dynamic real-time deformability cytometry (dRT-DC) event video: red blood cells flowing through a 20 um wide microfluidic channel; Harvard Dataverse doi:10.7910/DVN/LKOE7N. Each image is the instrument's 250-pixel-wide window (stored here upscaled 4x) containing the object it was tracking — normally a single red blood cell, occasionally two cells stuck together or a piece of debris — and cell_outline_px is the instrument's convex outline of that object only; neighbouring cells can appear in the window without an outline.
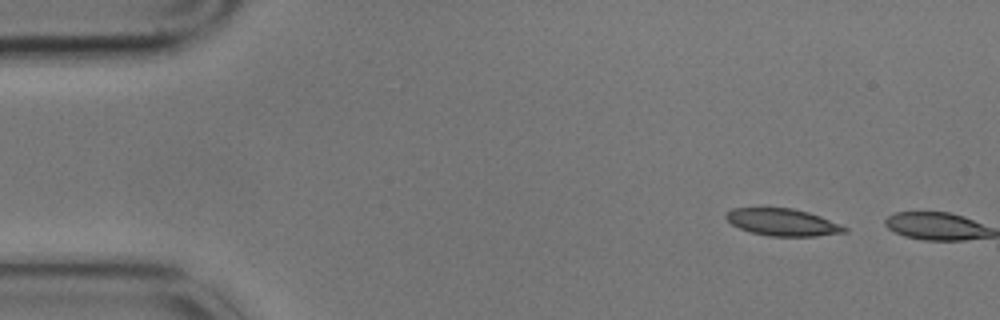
{"species": "common noctule bat (a hibernating species)", "species_latin": "Nyctalus noctula", "temperature_condition": "cold", "stored_images_in_passage": 2, "camera_frame_rate_fps": 3000, "um_per_image_px": 0.085, "animal": {"sex": "male", "body_mass_g": 17.9}, "frame": {"image": 1, "passage_image": 1, "time_ms": 0.0, "image_size_px": [1000, 320], "cell_outline_px": [[848, 232], [816, 236], [768, 236], [752, 232], [740, 228], [732, 224], [724, 216], [732, 208], [792, 208], [808, 212], [820, 216], [840, 224], [848, 228]], "centroid_in_image_um": [66.55, 18.89], "position_along_channel_um": 18.4, "area_um2": 18.61}}